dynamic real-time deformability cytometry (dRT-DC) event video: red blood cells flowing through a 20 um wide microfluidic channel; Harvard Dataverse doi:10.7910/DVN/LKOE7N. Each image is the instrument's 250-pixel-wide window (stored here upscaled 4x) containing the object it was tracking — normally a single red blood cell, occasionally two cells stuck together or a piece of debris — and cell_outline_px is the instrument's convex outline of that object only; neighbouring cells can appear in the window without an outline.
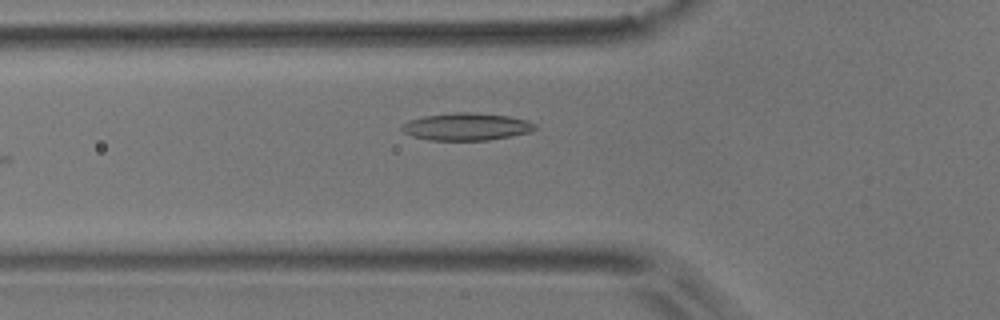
{"species": "common noctule bat (a hibernating species)", "species_latin": "Nyctalus noctula", "temperature_condition": "room temperature", "stored_images_in_passage": 6, "camera_frame_rate_fps": 3000, "um_per_image_px": 0.085, "animal": {"sex": "male", "body_mass_g": 17.9}, "frame": {"image": 1, "passage_image": 2, "time_ms": 0.333, "image_size_px": [1000, 320], "cell_outline_px": [[536, 128], [528, 132], [488, 140], [428, 140], [412, 136], [404, 132], [400, 128], [400, 124], [408, 120], [424, 116], [452, 112], [468, 112], [508, 116], [524, 120], [536, 124]], "centroid_in_image_um": [39.56, 10.76], "position_along_channel_um": 86.2, "area_um2": 21.1}}
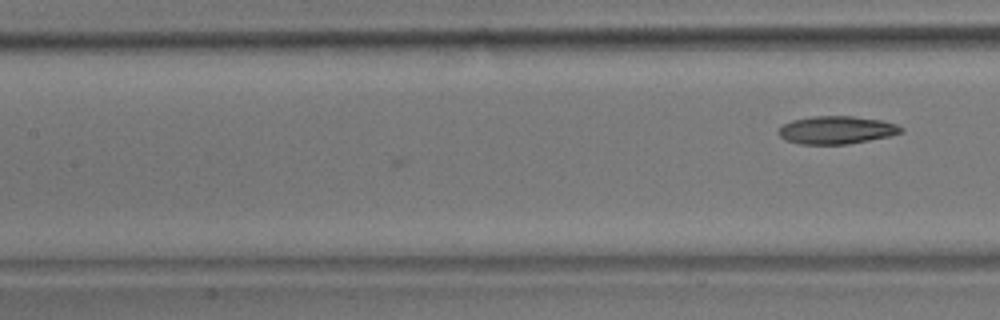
{"frame": {"image": 2, "passage_image": 6, "time_ms": 1.667, "image_size_px": [1000, 320], "cell_outline_px": [[904, 132], [888, 136], [848, 144], [800, 144], [784, 140], [776, 132], [784, 124], [792, 120], [812, 116], [852, 116], [880, 120], [896, 124], [904, 128]], "centroid_in_image_um": [71.08, 11.05], "position_along_channel_um": 136.3, "area_um2": 19.88}}